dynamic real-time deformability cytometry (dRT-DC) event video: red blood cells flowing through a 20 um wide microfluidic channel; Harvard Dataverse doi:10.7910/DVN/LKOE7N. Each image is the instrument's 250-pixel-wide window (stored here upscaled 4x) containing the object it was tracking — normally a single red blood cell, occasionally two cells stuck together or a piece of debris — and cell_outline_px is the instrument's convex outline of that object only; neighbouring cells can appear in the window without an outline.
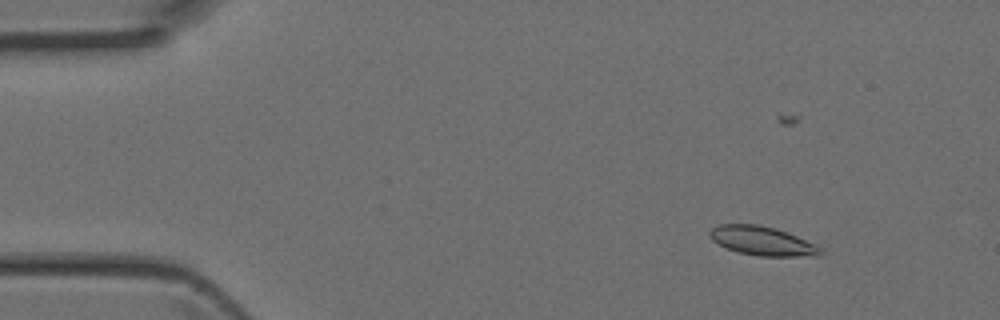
{"species": "Egyptian fruit bat (a non-hibernating species)", "species_latin": "Rousettus aegyptiacus", "temperature_condition": "room temperature", "stored_images_in_passage": 5, "camera_frame_rate_fps": 3000, "um_per_image_px": 0.085, "animal": {"sex": "female"}, "frame": {"image": 1, "passage_image": 2, "time_ms": 0.333, "image_size_px": [1000, 320], "cell_outline_px": [[824, 252], [820, 256], [760, 256], [736, 252], [712, 240], [708, 236], [708, 232], [712, 228], [720, 224], [756, 224], [776, 228], [788, 232], [816, 244]], "centroid_in_image_um": [64.81, 20.48], "position_along_channel_um": 20.2, "area_um2": 18.84}}